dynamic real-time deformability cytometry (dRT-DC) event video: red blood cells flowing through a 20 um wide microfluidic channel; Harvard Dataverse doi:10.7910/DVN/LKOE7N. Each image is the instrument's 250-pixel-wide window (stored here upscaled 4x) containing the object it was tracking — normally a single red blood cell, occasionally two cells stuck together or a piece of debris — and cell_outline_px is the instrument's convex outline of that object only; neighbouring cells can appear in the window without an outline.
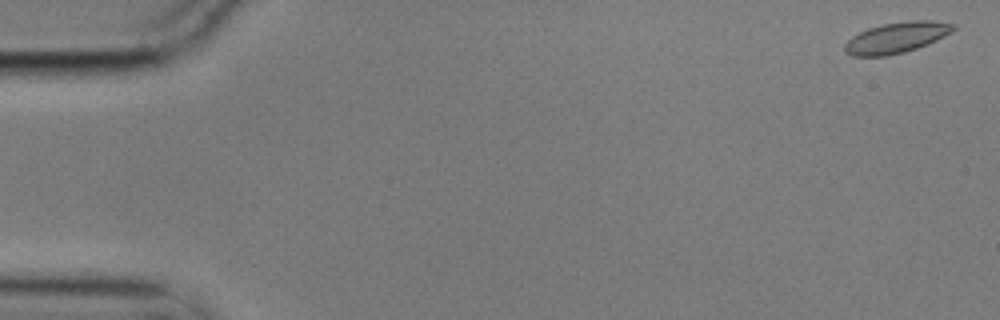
{"species": "common noctule bat (a hibernating species)", "species_latin": "Nyctalus noctula", "temperature_condition": "cold", "stored_images_in_passage": 6, "camera_frame_rate_fps": 3000, "um_per_image_px": 0.085, "animal": {"sex": "male", "body_mass_g": 17.9}, "frame": {"image": 1, "passage_image": 1, "time_ms": 0.0, "image_size_px": [1000, 320], "cell_outline_px": [[956, 28], [952, 32], [936, 40], [916, 48], [904, 52], [884, 56], [852, 56], [844, 52], [844, 44], [852, 36], [868, 28], [884, 24], [912, 20], [932, 20], [956, 24]], "centroid_in_image_um": [76.2, 3.19], "position_along_channel_um": 8.8, "area_um2": 19.42}}
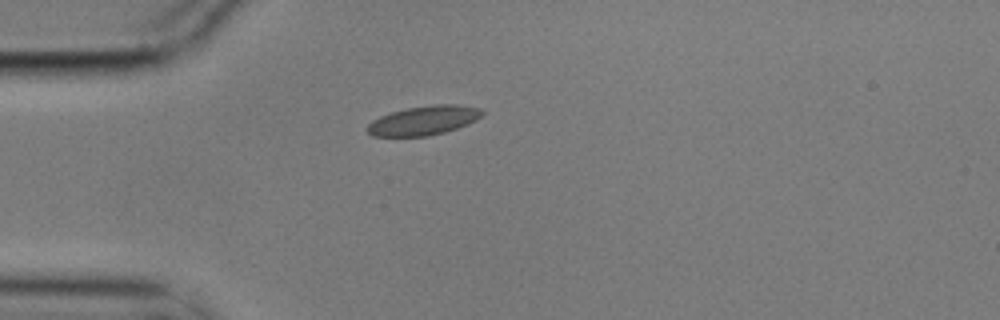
{"frame": {"image": 2, "passage_image": 5, "time_ms": 1.333, "image_size_px": [1000, 320], "cell_outline_px": [[484, 112], [476, 120], [468, 124], [444, 132], [428, 136], [372, 136], [364, 128], [372, 120], [380, 116], [392, 112], [408, 108], [432, 104], [456, 104], [480, 108]], "centroid_in_image_um": [35.99, 10.24], "position_along_channel_um": 49.0, "area_um2": 19.54}}